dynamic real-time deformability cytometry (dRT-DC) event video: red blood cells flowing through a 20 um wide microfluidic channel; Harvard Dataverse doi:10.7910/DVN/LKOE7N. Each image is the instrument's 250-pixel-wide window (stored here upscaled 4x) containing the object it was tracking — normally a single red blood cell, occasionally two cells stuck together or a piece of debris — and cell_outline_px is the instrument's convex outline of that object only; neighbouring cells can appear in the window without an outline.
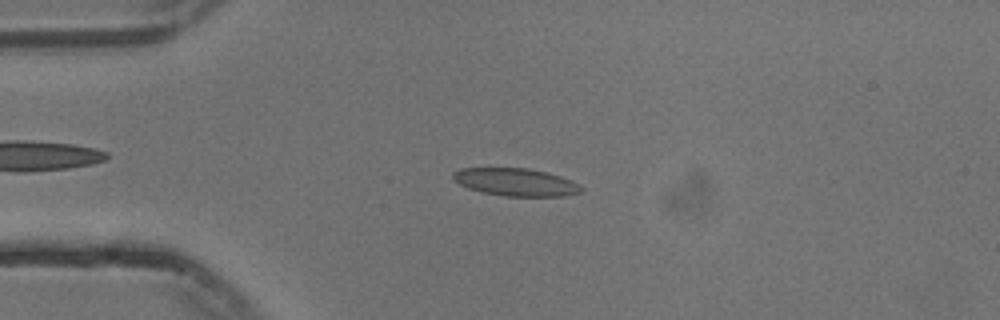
{"species": "common noctule bat (a hibernating species)", "species_latin": "Nyctalus noctula", "temperature_condition": "cold", "stored_images_in_passage": 50, "camera_frame_rate_fps": 3000, "um_per_image_px": 0.085, "animal": {"sex": "male", "body_mass_g": 13.3}, "frame": {"image": 1, "passage_image": 9, "time_ms": 2.667, "image_size_px": [1000, 320], "cell_outline_px": [[584, 188], [580, 192], [564, 196], [504, 196], [480, 192], [468, 188], [452, 180], [452, 172], [460, 168], [528, 168], [548, 172], [560, 176], [580, 184]], "centroid_in_image_um": [43.81, 15.47], "position_along_channel_um": 41.2, "area_um2": 20.87}}
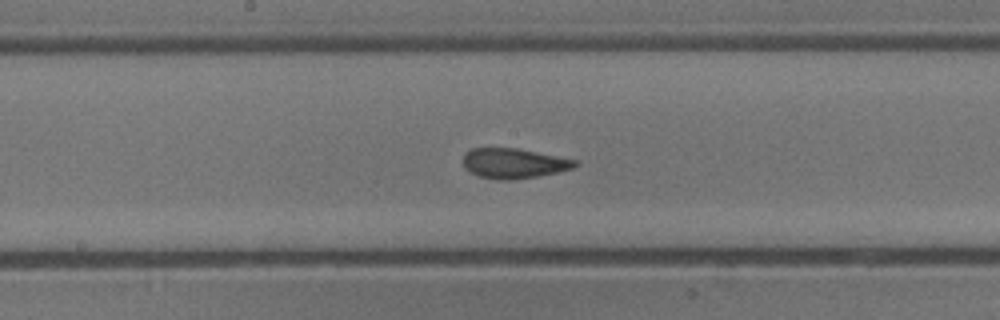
{"frame": {"image": 2, "passage_image": 24, "time_ms": 7.667, "image_size_px": [1000, 320], "cell_outline_px": [[576, 164], [572, 168], [556, 172], [536, 176], [512, 180], [496, 180], [476, 176], [468, 172], [464, 168], [464, 156], [472, 148], [516, 148], [576, 160]], "centroid_in_image_um": [43.6, 13.9], "position_along_channel_um": 204.6, "area_um2": 19.36}}
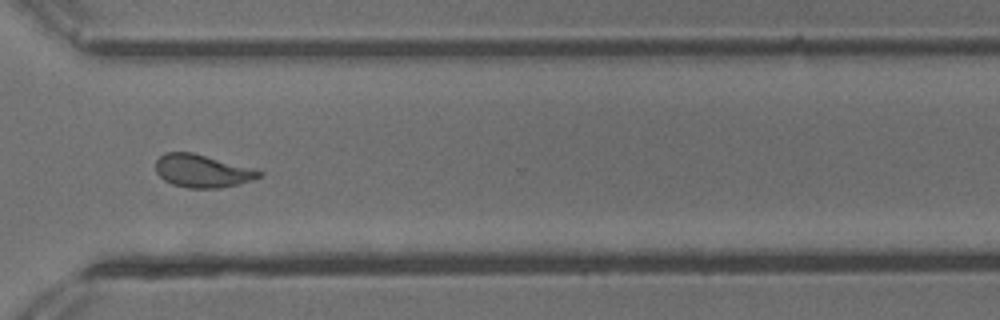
{"frame": {"image": 3, "passage_image": 36, "time_ms": 11.667, "image_size_px": [1000, 320], "cell_outline_px": [[264, 172], [260, 176], [252, 180], [220, 188], [188, 188], [172, 184], [164, 180], [156, 172], [156, 160], [164, 152], [192, 152], [256, 168]], "centroid_in_image_um": [17.21, 14.52], "position_along_channel_um": 353.4, "area_um2": 19.94}, "authors_computed_cell_mechanics": {"area_um2": 19.8254, "velocity_mm_per_s": 3.7351, "shape_relaxation_time_tau1_ms": 4.5038, "shape_relaxation_time_tau2_ms": 1.1032, "deformation_change_tau1": 0.1554, "deformation_change_tau2": 0.0784}}